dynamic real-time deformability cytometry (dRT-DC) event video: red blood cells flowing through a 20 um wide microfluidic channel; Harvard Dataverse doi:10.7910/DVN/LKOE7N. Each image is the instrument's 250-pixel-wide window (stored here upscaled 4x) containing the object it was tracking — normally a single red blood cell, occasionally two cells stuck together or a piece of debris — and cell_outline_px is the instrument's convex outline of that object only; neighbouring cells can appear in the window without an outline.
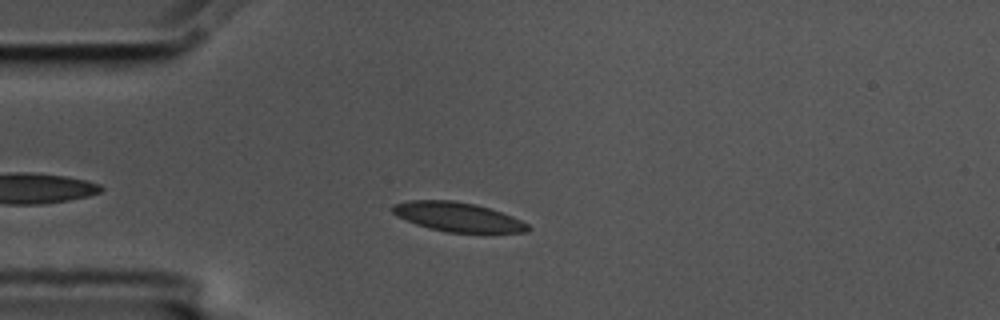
{"species": "common noctule bat (a hibernating species)", "species_latin": "Nyctalus noctula", "temperature_condition": "cold", "stored_images_in_passage": 48, "camera_frame_rate_fps": 3000, "um_per_image_px": 0.085, "animal": {"sex": "male", "body_mass_g": 17.5, "forearm_length_mm": 52.3}, "frame": {"image": 1, "passage_image": 6, "time_ms": 1.667, "image_size_px": [1000, 320], "cell_outline_px": [[532, 228], [528, 232], [448, 232], [428, 228], [416, 224], [396, 216], [392, 212], [392, 204], [408, 200], [452, 200], [476, 204], [512, 216], [528, 224]], "centroid_in_image_um": [38.88, 18.43], "position_along_channel_um": 46.1, "area_um2": 23.0}}
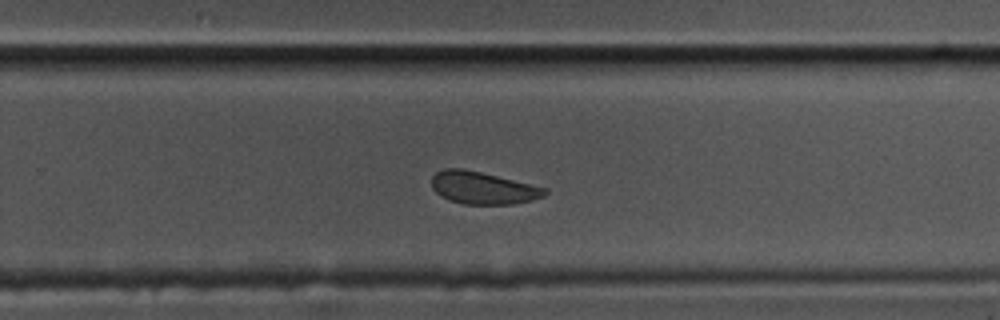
{"frame": {"image": 2, "passage_image": 28, "time_ms": 9.0, "image_size_px": [1000, 320], "cell_outline_px": [[548, 192], [544, 196], [532, 200], [512, 204], [464, 204], [448, 200], [440, 196], [432, 188], [432, 176], [436, 172], [444, 168], [464, 168], [548, 188]], "centroid_in_image_um": [41.03, 15.97], "position_along_channel_um": 288.8, "area_um2": 21.44}}
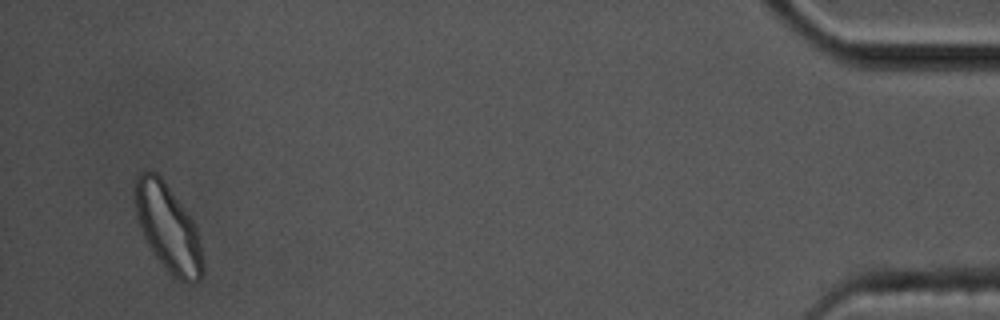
{"frame": {"image": 3, "passage_image": 46, "time_ms": 15.0, "image_size_px": [1000, 320], "cell_outline_px": [[204, 272], [200, 280], [192, 284], [184, 284], [168, 272], [156, 256], [148, 244], [144, 236], [136, 216], [132, 192], [132, 188], [136, 176], [140, 172], [156, 172], [164, 180], [184, 208], [192, 220], [196, 228], [200, 240], [204, 264]], "centroid_in_image_um": [14.27, 19.38], "position_along_channel_um": 420.9, "area_um2": 34.8}, "authors_computed_cell_mechanics": {"area_um2": 23.12, "velocity_mm_per_s": 3.5369, "shape_relaxation_time_tau1_ms": 5.2403, "shape_relaxation_time_tau2_ms": 4.4699, "deformation_change_tau1": 0.0936, "deformation_change_tau2": 0.0754}}